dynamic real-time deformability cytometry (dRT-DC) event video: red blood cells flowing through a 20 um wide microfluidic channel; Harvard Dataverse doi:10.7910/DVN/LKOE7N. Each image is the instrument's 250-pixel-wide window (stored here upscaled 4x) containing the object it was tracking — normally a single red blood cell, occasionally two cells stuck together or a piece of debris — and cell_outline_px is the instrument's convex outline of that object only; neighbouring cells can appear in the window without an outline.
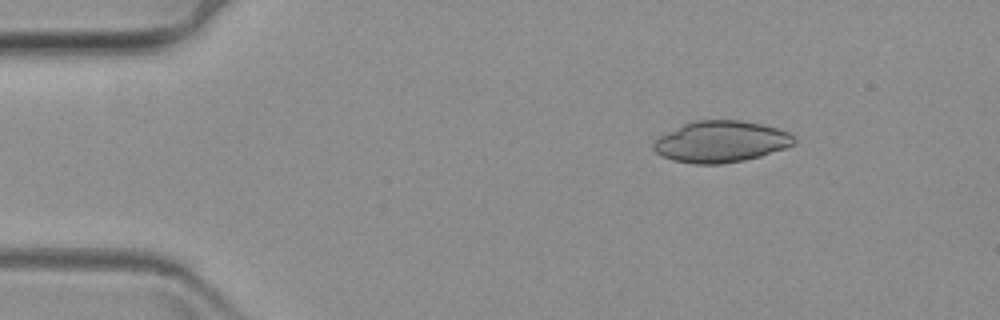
{"species": "common noctule bat (a hibernating species)", "species_latin": "Nyctalus noctula", "temperature_condition": "warm", "stored_images_in_passage": 40, "camera_frame_rate_fps": 3000, "um_per_image_px": 0.085, "animal": {"sex": "female", "body_mass_g": 19.3, "forearm_length_mm": 54.1}, "frame": {"image": 1, "passage_image": 1, "time_ms": 0.0, "image_size_px": [1000, 320], "cell_outline_px": [[796, 140], [792, 144], [784, 148], [760, 156], [744, 160], [720, 164], [696, 164], [672, 160], [656, 152], [652, 148], [652, 144], [660, 136], [684, 124], [696, 120], [740, 120], [760, 124], [776, 128], [788, 132], [796, 136]], "centroid_in_image_um": [61.28, 12.04], "position_along_channel_um": 23.7, "area_um2": 33.58}}